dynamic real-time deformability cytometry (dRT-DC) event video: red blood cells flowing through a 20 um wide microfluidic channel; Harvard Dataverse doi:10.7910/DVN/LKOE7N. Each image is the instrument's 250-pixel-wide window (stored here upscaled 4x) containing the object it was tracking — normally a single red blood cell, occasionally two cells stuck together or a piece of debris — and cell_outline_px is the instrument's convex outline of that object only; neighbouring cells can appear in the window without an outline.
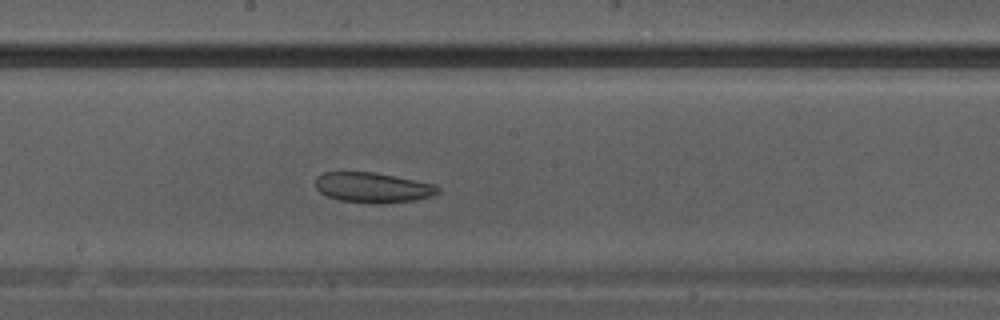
{"species": "Egyptian fruit bat (a non-hibernating species)", "species_latin": "Rousettus aegyptiacus", "temperature_condition": "warm", "stored_images_in_passage": 15, "camera_frame_rate_fps": 3000, "um_per_image_px": 0.085, "animal": {"sex": "male"}, "frame": {"image": 1, "passage_image": 13, "time_ms": 4.0, "image_size_px": [1000, 320], "cell_outline_px": [[440, 192], [436, 196], [416, 200], [384, 204], [376, 204], [340, 200], [328, 196], [320, 192], [316, 188], [316, 176], [324, 172], [372, 172], [436, 184], [440, 188]], "centroid_in_image_um": [31.74, 15.95], "position_along_channel_um": 216.5, "area_um2": 21.73}}
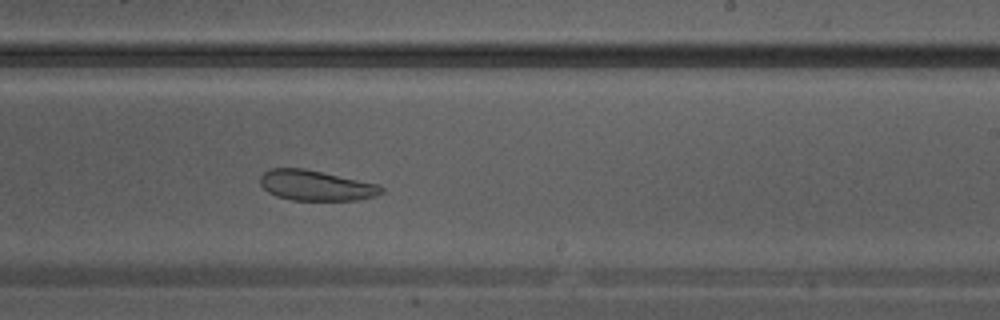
{"frame": {"image": 2, "passage_image": 15, "time_ms": 4.667, "image_size_px": [1000, 320], "cell_outline_px": [[384, 192], [376, 196], [356, 200], [292, 200], [276, 196], [268, 192], [260, 184], [260, 176], [264, 172], [272, 168], [304, 168], [380, 184], [384, 188]], "centroid_in_image_um": [26.88, 15.76], "position_along_channel_um": 262.1, "area_um2": 21.56}}